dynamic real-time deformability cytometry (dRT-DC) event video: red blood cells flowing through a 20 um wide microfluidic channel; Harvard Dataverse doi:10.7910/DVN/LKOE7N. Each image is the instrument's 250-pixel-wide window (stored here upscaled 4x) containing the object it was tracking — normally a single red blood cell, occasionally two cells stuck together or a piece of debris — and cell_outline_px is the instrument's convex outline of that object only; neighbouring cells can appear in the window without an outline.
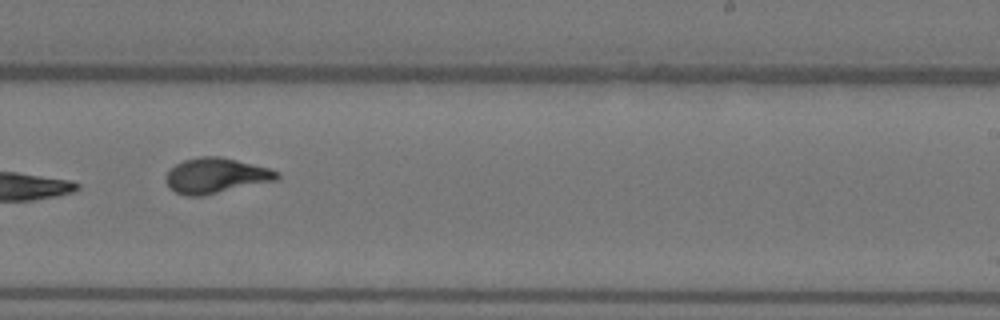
{"species": "Egyptian fruit bat (a non-hibernating species)", "species_latin": "Rousettus aegyptiacus", "temperature_condition": "warm", "stored_images_in_passage": 10, "camera_frame_rate_fps": 3000, "um_per_image_px": 0.085, "animal": {"sex": "female"}, "frame": {"image": 1, "passage_image": 9, "time_ms": 2.667, "image_size_px": [1000, 320], "cell_outline_px": [[280, 176], [276, 180], [200, 196], [188, 196], [176, 192], [168, 188], [164, 180], [164, 176], [176, 164], [184, 160], [200, 156], [220, 156], [268, 168], [280, 172]], "centroid_in_image_um": [18.31, 14.92], "position_along_channel_um": 270.7, "area_um2": 22.66}}
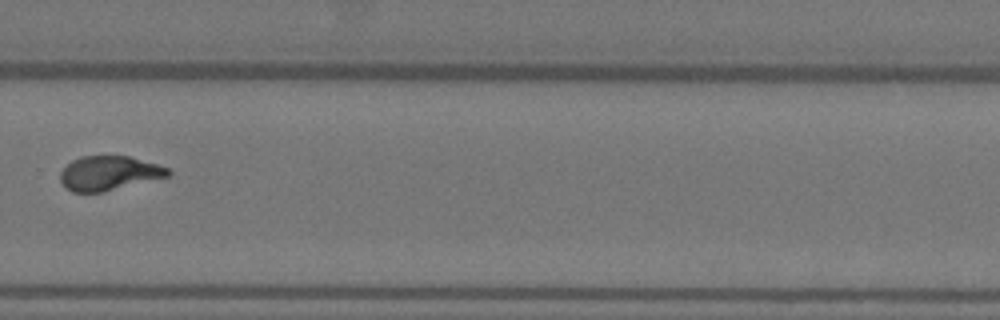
{"frame": {"image": 2, "passage_image": 10, "time_ms": 3.0, "image_size_px": [1000, 320], "cell_outline_px": [[172, 172], [168, 176], [104, 192], [72, 192], [60, 180], [60, 172], [72, 160], [80, 156], [128, 156], [156, 164], [168, 168]], "centroid_in_image_um": [9.25, 14.72], "position_along_channel_um": 320.5, "area_um2": 21.33}}